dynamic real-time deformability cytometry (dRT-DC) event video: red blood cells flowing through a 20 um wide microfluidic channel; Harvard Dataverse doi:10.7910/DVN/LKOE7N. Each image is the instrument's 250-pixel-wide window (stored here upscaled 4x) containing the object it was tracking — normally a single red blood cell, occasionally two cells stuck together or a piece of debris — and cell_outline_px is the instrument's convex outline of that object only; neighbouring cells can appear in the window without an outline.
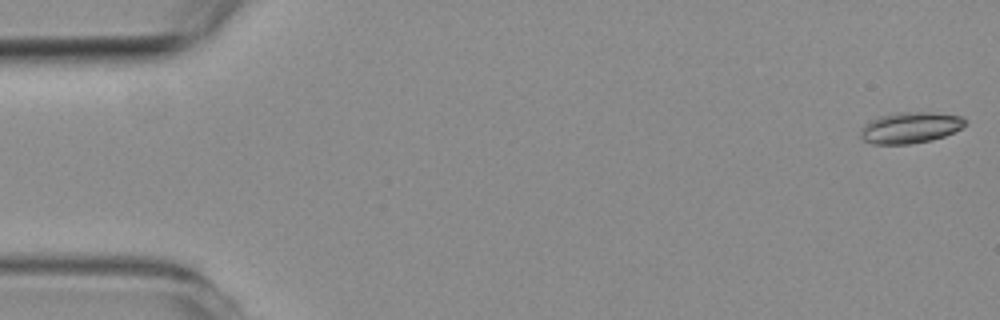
{"species": "common noctule bat (a hibernating species)", "species_latin": "Nyctalus noctula", "temperature_condition": "room temperature", "stored_images_in_passage": 3, "camera_frame_rate_fps": 3000, "um_per_image_px": 0.085, "animal": {"sex": "female", "body_mass_g": 19.3, "forearm_length_mm": 54.1}, "frame": {"image": 1, "passage_image": 1, "time_ms": 0.0, "image_size_px": [1000, 320], "cell_outline_px": [[968, 120], [960, 128], [944, 136], [932, 140], [908, 144], [872, 144], [864, 140], [860, 136], [860, 128], [864, 124], [880, 116], [896, 112], [932, 112], [964, 116]], "centroid_in_image_um": [77.36, 10.84], "position_along_channel_um": 7.6, "area_um2": 19.07}}